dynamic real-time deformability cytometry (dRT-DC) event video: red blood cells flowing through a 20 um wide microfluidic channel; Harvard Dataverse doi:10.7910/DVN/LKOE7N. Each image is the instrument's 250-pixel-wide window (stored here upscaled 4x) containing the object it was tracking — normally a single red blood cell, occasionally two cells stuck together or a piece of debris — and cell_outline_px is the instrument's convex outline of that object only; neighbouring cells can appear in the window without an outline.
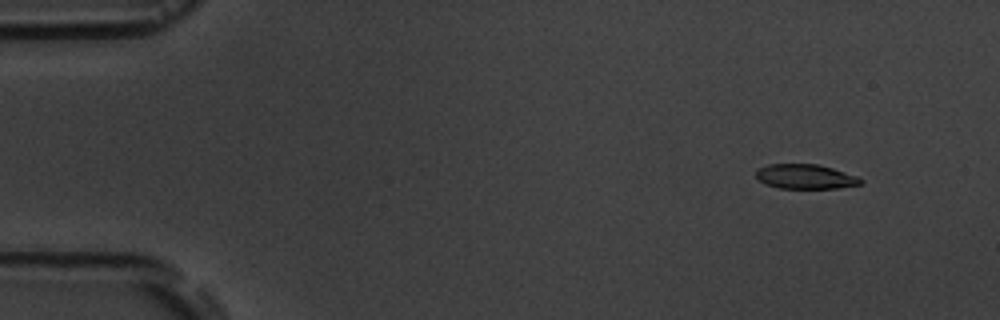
{"species": "common noctule bat (a hibernating species)", "species_latin": "Nyctalus noctula", "temperature_condition": "room temperature", "stored_images_in_passage": 5, "camera_frame_rate_fps": 3000, "um_per_image_px": 0.085, "animal": {"sex": "male", "body_mass_g": 19.5, "forearm_length_mm": 54.6}, "frame": {"image": 1, "passage_image": 2, "time_ms": 1.0, "image_size_px": [1000, 320], "cell_outline_px": [[864, 180], [860, 184], [836, 188], [780, 188], [768, 184], [760, 180], [756, 176], [756, 172], [760, 168], [768, 164], [816, 164], [832, 168], [860, 176]], "centroid_in_image_um": [68.52, 15.0], "position_along_channel_um": 16.5, "area_um2": 14.85}}
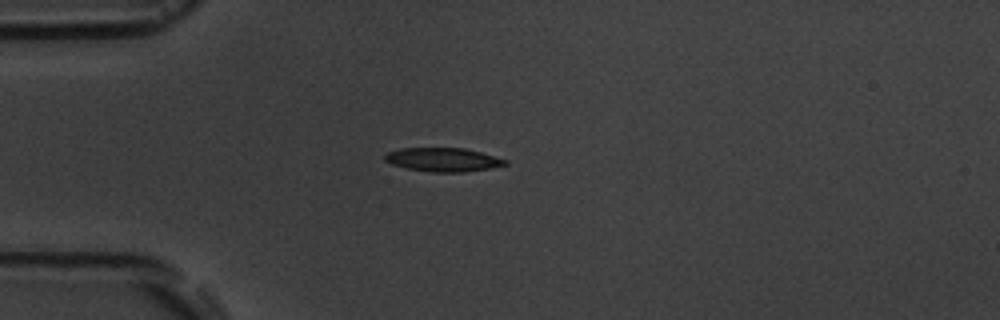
{"frame": {"image": 2, "passage_image": 5, "time_ms": 4.333, "image_size_px": [1000, 320], "cell_outline_px": [[508, 164], [492, 168], [464, 172], [432, 172], [408, 168], [392, 164], [384, 160], [384, 156], [388, 152], [400, 148], [464, 148], [480, 152], [508, 160]], "centroid_in_image_um": [37.68, 13.57], "position_along_channel_um": 47.3, "area_um2": 16.59}}